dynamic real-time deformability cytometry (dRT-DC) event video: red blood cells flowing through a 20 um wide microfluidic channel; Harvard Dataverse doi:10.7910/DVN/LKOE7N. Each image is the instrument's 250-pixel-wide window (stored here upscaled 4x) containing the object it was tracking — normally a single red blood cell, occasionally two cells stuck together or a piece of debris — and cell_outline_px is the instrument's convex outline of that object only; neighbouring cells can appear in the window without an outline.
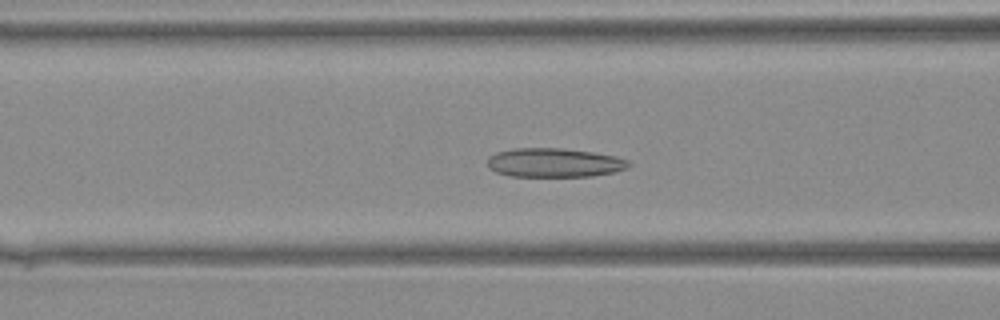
{"species": "Egyptian fruit bat (a non-hibernating species)", "species_latin": "Rousettus aegyptiacus", "temperature_condition": "warm", "stored_images_in_passage": 37, "camera_frame_rate_fps": 3000, "um_per_image_px": 0.085, "animal": {"sex": "female"}, "frame": {"image": 1, "passage_image": 16, "time_ms": 5.0, "image_size_px": [1000, 320], "cell_outline_px": [[632, 164], [628, 168], [616, 172], [592, 176], [512, 176], [496, 172], [488, 168], [488, 156], [496, 152], [512, 148], [564, 148], [592, 152], [616, 156], [628, 160]], "centroid_in_image_um": [47.13, 13.82], "position_along_channel_um": 119.5, "area_um2": 24.1}}
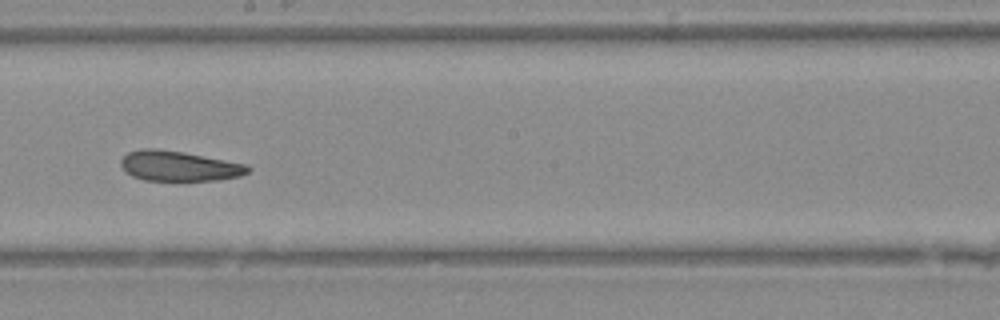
{"frame": {"image": 2, "passage_image": 23, "time_ms": 7.333, "image_size_px": [1000, 320], "cell_outline_px": [[252, 168], [248, 172], [240, 176], [216, 180], [144, 180], [132, 176], [124, 172], [120, 164], [120, 160], [128, 152], [144, 148], [156, 148], [184, 152], [248, 164]], "centroid_in_image_um": [15.21, 14.1], "position_along_channel_um": 233.0, "area_um2": 22.43}}
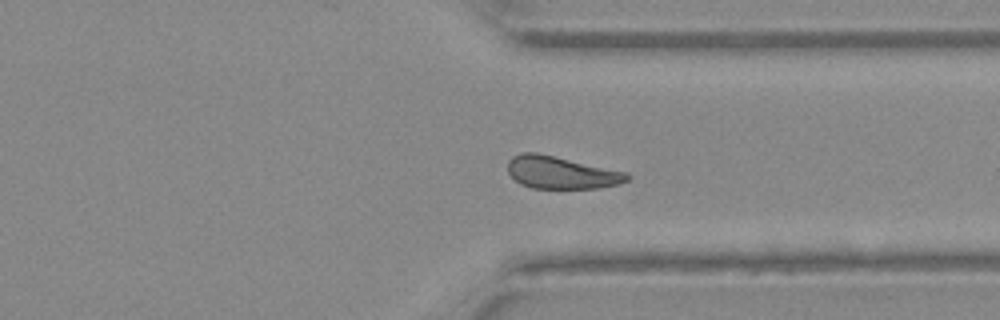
{"frame": {"image": 3, "passage_image": 31, "time_ms": 10.0, "image_size_px": [1000, 320], "cell_outline_px": [[632, 176], [628, 180], [620, 184], [600, 188], [532, 188], [520, 184], [508, 172], [508, 160], [512, 156], [524, 152], [536, 152], [628, 172]], "centroid_in_image_um": [47.73, 14.67], "position_along_channel_um": 363.7, "area_um2": 22.66}}